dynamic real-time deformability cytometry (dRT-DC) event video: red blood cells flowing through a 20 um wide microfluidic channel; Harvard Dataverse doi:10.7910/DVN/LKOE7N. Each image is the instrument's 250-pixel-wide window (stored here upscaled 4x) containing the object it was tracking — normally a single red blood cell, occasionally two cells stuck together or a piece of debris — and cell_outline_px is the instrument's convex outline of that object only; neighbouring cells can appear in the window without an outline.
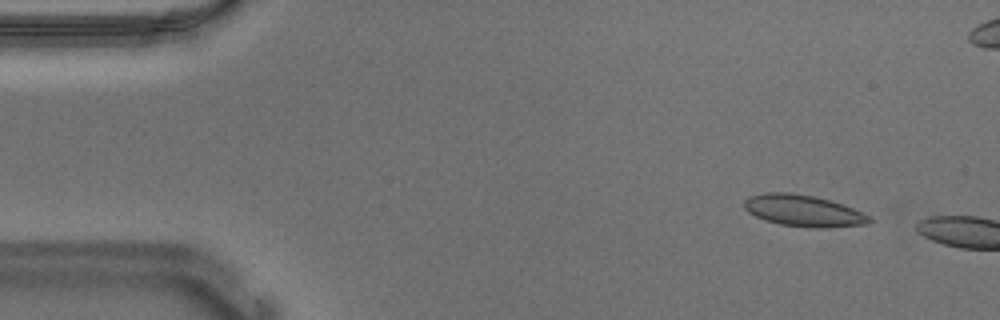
{"species": "Egyptian fruit bat (a non-hibernating species)", "species_latin": "Rousettus aegyptiacus", "temperature_condition": "warm", "stored_images_in_passage": 13, "camera_frame_rate_fps": 3000, "um_per_image_px": 0.085, "animal": {"sex": "male"}, "frame": {"image": 1, "passage_image": 4, "time_ms": 1.0, "image_size_px": [1000, 320], "cell_outline_px": [[872, 220], [868, 224], [820, 228], [812, 228], [780, 224], [764, 220], [748, 212], [744, 208], [744, 200], [752, 196], [768, 192], [788, 192], [812, 196], [844, 204], [872, 216]], "centroid_in_image_um": [68.32, 17.92], "position_along_channel_um": 16.7, "area_um2": 22.95}}